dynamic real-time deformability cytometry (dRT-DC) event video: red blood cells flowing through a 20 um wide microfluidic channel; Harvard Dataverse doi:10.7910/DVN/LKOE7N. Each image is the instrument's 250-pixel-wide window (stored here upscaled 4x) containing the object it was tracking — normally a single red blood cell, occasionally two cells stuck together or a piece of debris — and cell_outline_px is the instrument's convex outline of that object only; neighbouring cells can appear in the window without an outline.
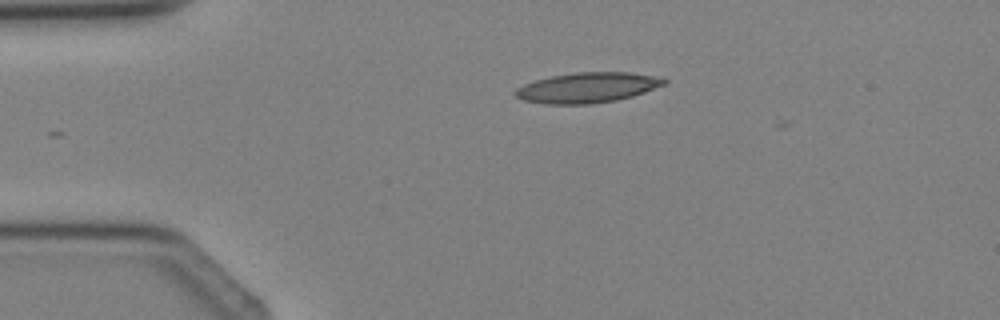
{"species": "Egyptian fruit bat (a non-hibernating species)", "species_latin": "Rousettus aegyptiacus", "temperature_condition": "cold", "stored_images_in_passage": 3, "camera_frame_rate_fps": 3000, "um_per_image_px": 0.085, "animal": {"sex": "female"}, "frame": {"image": 1, "passage_image": 3, "time_ms": 2.667, "image_size_px": [1000, 320], "cell_outline_px": [[668, 84], [632, 96], [616, 100], [588, 104], [548, 104], [524, 100], [516, 96], [512, 92], [516, 88], [524, 84], [536, 80], [552, 76], [576, 72], [628, 72], [664, 76], [668, 80]], "centroid_in_image_um": [50.0, 7.43], "position_along_channel_um": 35.0, "area_um2": 26.41}}